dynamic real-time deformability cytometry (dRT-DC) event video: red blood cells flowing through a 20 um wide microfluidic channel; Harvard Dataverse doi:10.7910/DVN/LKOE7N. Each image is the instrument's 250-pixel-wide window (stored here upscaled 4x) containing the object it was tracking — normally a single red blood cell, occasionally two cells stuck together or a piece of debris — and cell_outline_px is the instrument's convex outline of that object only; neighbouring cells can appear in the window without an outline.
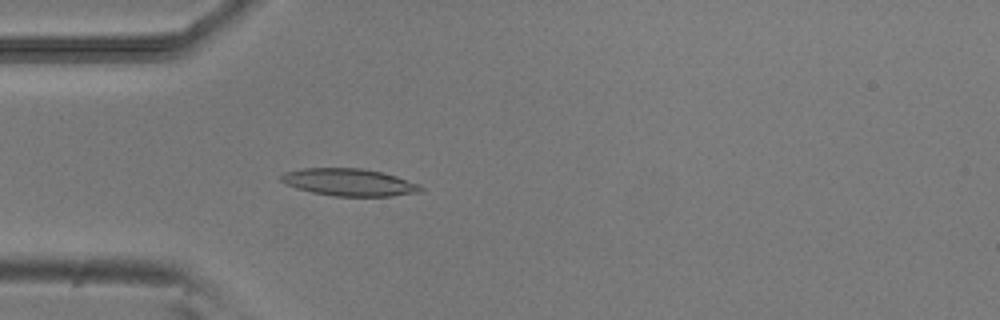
{"species": "common noctule bat (a hibernating species)", "species_latin": "Nyctalus noctula", "temperature_condition": "room temperature", "stored_images_in_passage": 22, "camera_frame_rate_fps": 3000, "um_per_image_px": 0.085, "animal": {"sex": "male", "body_mass_g": 20.5, "forearm_length_mm": 52.5}, "frame": {"image": 1, "passage_image": 12, "time_ms": 3.667, "image_size_px": [1000, 320], "cell_outline_px": [[424, 192], [392, 196], [332, 196], [312, 192], [296, 188], [284, 184], [280, 180], [280, 176], [284, 172], [300, 168], [360, 168], [380, 172], [396, 176], [420, 184], [424, 188]], "centroid_in_image_um": [29.68, 15.5], "position_along_channel_um": 55.3, "area_um2": 22.43}}
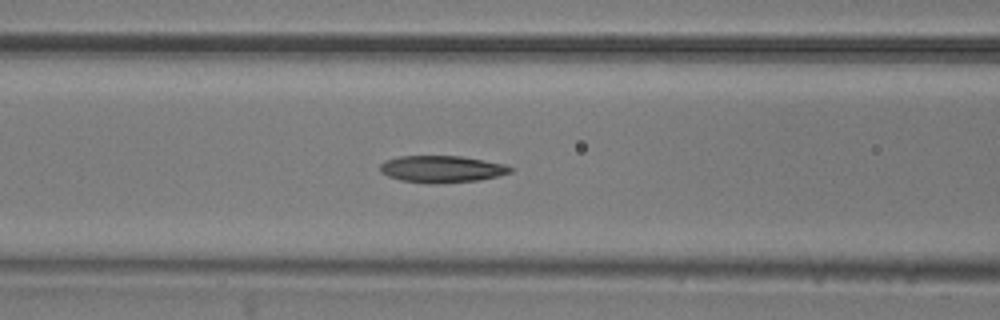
{"frame": {"image": 2, "passage_image": 18, "time_ms": 5.667, "image_size_px": [1000, 320], "cell_outline_px": [[516, 168], [512, 172], [480, 180], [436, 184], [428, 184], [400, 180], [388, 176], [380, 172], [380, 164], [384, 160], [400, 156], [460, 156], [484, 160], [504, 164]], "centroid_in_image_um": [37.55, 14.37], "position_along_channel_um": 129.1, "area_um2": 20.63}}
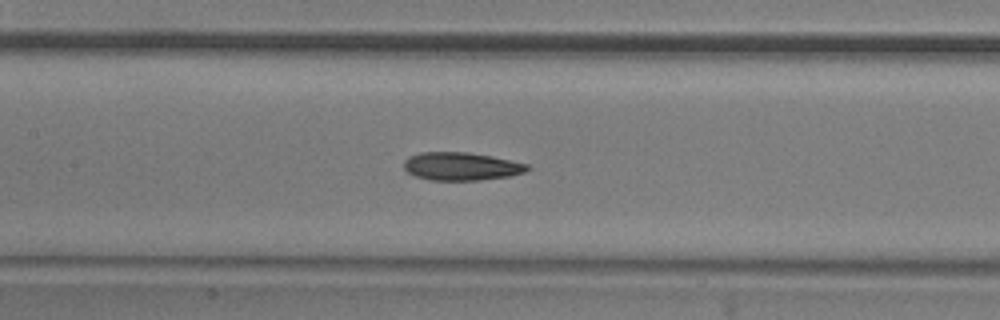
{"frame": {"image": 3, "passage_image": 21, "time_ms": 6.667, "image_size_px": [1000, 320], "cell_outline_px": [[532, 168], [524, 172], [512, 176], [480, 180], [432, 180], [416, 176], [408, 172], [404, 168], [404, 160], [408, 156], [420, 152], [468, 152], [492, 156], [528, 164]], "centroid_in_image_um": [39.23, 14.13], "position_along_channel_um": 168.2, "area_um2": 20.29}}